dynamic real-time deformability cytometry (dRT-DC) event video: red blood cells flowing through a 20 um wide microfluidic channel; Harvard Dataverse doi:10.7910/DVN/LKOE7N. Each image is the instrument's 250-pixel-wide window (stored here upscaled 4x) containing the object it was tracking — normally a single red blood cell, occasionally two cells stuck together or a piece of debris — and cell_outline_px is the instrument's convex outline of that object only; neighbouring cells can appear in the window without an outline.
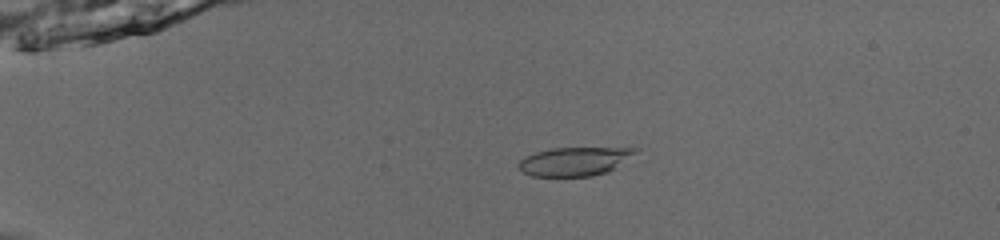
{"species": "common noctule bat (a hibernating species)", "species_latin": "Nyctalus noctula", "temperature_condition": "room temperature", "stored_images_in_passage": 54, "camera_frame_rate_fps": 3000, "um_per_image_px": 0.085, "animal": {"sex": "male", "body_mass_g": 13.0, "forearm_length_mm": 53.1}, "frame": {"image": 1, "passage_image": 14, "time_ms": 4.333, "image_size_px": [1000, 240], "cell_outline_px": [[640, 148], [636, 152], [616, 168], [592, 176], [532, 176], [524, 172], [516, 164], [524, 156], [536, 152], [552, 148]], "centroid_in_image_um": [48.81, 13.71], "position_along_channel_um": 36.2, "area_um2": 19.31}}
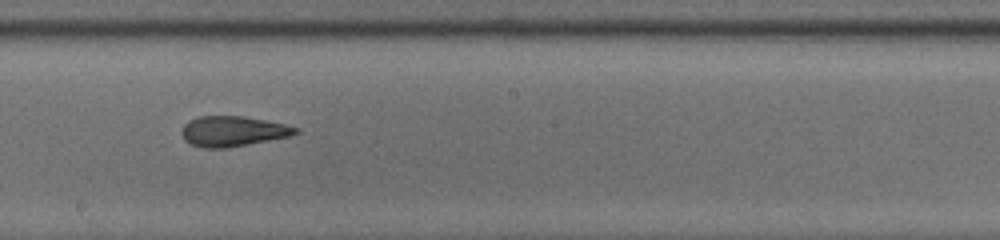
{"frame": {"image": 2, "passage_image": 33, "time_ms": 10.667, "image_size_px": [1000, 240], "cell_outline_px": [[300, 132], [288, 136], [248, 144], [224, 148], [204, 148], [192, 144], [184, 140], [180, 132], [180, 128], [188, 120], [200, 116], [244, 116], [284, 124], [300, 128]], "centroid_in_image_um": [19.75, 11.15], "position_along_channel_um": 228.5, "area_um2": 20.06}}
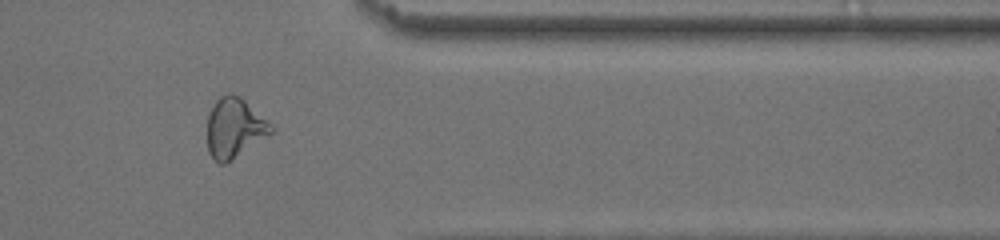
{"frame": {"image": 3, "passage_image": 46, "time_ms": 15.0, "image_size_px": [1000, 240], "cell_outline_px": [[276, 132], [224, 164], [220, 164], [208, 152], [208, 116], [216, 100], [220, 96], [228, 92], [232, 92], [240, 96], [276, 128]], "centroid_in_image_um": [19.97, 10.86], "position_along_channel_um": 391.4, "area_um2": 22.31}, "authors_computed_cell_mechanics": {"area_um2": 21.2704, "velocity_mm_per_s": 3.9213, "shape_relaxation_time_tau1_ms": null, "shape_relaxation_time_tau2_ms": 1.8319, "deformation_change_tau1": null, "deformation_change_tau2": 0.1023}}